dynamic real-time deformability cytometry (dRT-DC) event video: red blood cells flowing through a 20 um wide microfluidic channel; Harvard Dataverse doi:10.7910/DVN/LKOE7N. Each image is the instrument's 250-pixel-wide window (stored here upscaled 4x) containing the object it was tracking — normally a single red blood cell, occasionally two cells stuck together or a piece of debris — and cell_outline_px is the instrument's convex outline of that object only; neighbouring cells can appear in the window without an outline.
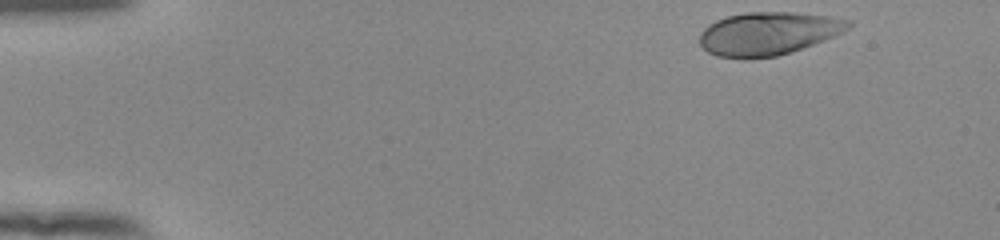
{"species": "human", "species_latin": "Homo sapiens", "temperature_condition": "room temperature", "stored_images_in_passage": 48, "camera_frame_rate_fps": 3000, "um_per_image_px": 0.085, "donor": {"sex": "female"}, "frame": {"image": 1, "passage_image": 1, "time_ms": 0.0, "image_size_px": [1000, 240], "cell_outline_px": [[852, 24], [848, 28], [832, 36], [812, 44], [776, 56], [744, 60], [716, 56], [708, 52], [700, 44], [700, 32], [708, 24], [716, 20], [728, 16], [744, 12], [792, 12], [828, 16], [852, 20]], "centroid_in_image_um": [65.23, 2.85], "position_along_channel_um": 19.8, "area_um2": 37.28}}
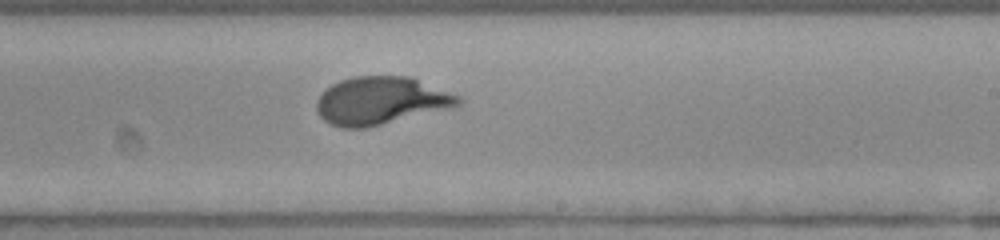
{"frame": {"image": 2, "passage_image": 28, "time_ms": 9.0, "image_size_px": [1000, 240], "cell_outline_px": [[464, 100], [460, 104], [452, 108], [364, 128], [340, 128], [324, 120], [320, 116], [316, 108], [316, 100], [332, 84], [340, 80], [352, 76], [408, 76], [460, 96]], "centroid_in_image_um": [32.38, 8.56], "position_along_channel_um": 256.6, "area_um2": 39.25}}
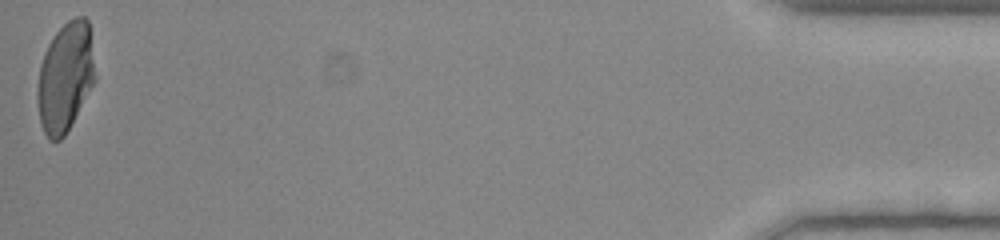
{"frame": {"image": 3, "passage_image": 48, "time_ms": 15.667, "image_size_px": [1000, 240], "cell_outline_px": [[96, 80], [64, 136], [60, 140], [48, 140], [40, 124], [36, 96], [36, 92], [40, 64], [44, 52], [48, 44], [56, 32], [68, 20], [76, 16], [84, 16], [88, 20], [96, 76]], "centroid_in_image_um": [5.53, 6.56], "position_along_channel_um": 429.7, "area_um2": 36.88}, "authors_computed_cell_mechanics": {"area_um2": 38.0035, "velocity_mm_per_s": 3.8919, "shape_relaxation_time_tau1_ms": 3.7681, "shape_relaxation_time_tau2_ms": null, "deformation_change_tau1": 0.1924, "deformation_change_tau2": null}}